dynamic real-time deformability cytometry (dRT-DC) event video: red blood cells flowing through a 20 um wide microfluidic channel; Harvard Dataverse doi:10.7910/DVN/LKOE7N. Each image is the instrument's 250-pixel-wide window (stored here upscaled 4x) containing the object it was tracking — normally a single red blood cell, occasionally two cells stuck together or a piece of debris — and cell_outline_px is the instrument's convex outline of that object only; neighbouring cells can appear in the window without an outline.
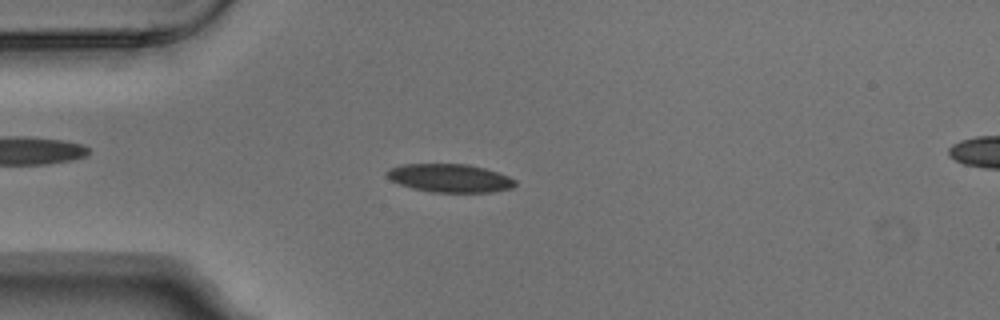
{"species": "Egyptian fruit bat (a non-hibernating species)", "species_latin": "Rousettus aegyptiacus", "temperature_condition": "warm", "stored_images_in_passage": 4, "segment_of_instrument_passage": [1, 2], "camera_frame_rate_fps": 3000, "um_per_image_px": 0.085, "animal": {"sex": "male"}, "frame": {"image": 1, "passage_image": 3, "time_ms": 0.667, "image_size_px": [1000, 320], "cell_outline_px": [[516, 184], [512, 188], [492, 192], [432, 192], [412, 188], [400, 184], [392, 180], [384, 172], [388, 168], [400, 164], [468, 164], [484, 168], [508, 176], [516, 180]], "centroid_in_image_um": [38.22, 15.13], "position_along_channel_um": 46.8, "area_um2": 21.15}}